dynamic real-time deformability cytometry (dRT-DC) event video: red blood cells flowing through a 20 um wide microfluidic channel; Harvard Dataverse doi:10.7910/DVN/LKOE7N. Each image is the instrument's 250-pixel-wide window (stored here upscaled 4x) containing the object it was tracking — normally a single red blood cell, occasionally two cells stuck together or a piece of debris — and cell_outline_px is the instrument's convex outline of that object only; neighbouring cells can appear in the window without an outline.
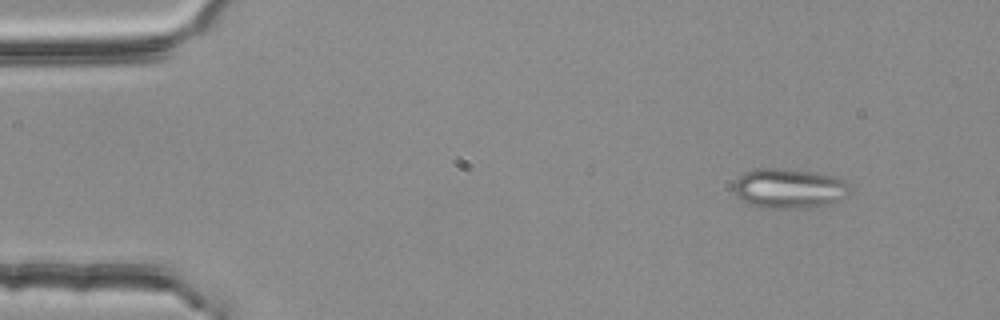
{"species": "common noctule bat (a hibernating species)", "species_latin": "Nyctalus noctula", "temperature_condition": "room temperature", "stored_images_in_passage": 50, "camera_frame_rate_fps": 3000, "um_per_image_px": 0.085, "animal": {"sex": "female", "body_mass_g": 25.1}, "frame": {"image": 1, "passage_image": 1, "time_ms": 0.0, "image_size_px": [1000, 320], "cell_outline_px": [[852, 192], [840, 200], [828, 204], [808, 208], [764, 208], [748, 204], [740, 200], [736, 196], [732, 188], [732, 184], [744, 172], [760, 168], [788, 168], [836, 176], [844, 180], [848, 184]], "centroid_in_image_um": [67.06, 16.02], "position_along_channel_um": 17.9, "area_um2": 27.46}, "authors_computed_cell_mechanics": {"area_um2": 11.9646, "velocity_mm_per_s": 3.7612, "shape_relaxation_time_tau1_ms": null, "shape_relaxation_time_tau2_ms": 1.2362, "deformation_change_tau1": null, "deformation_change_tau2": 0.0825}}